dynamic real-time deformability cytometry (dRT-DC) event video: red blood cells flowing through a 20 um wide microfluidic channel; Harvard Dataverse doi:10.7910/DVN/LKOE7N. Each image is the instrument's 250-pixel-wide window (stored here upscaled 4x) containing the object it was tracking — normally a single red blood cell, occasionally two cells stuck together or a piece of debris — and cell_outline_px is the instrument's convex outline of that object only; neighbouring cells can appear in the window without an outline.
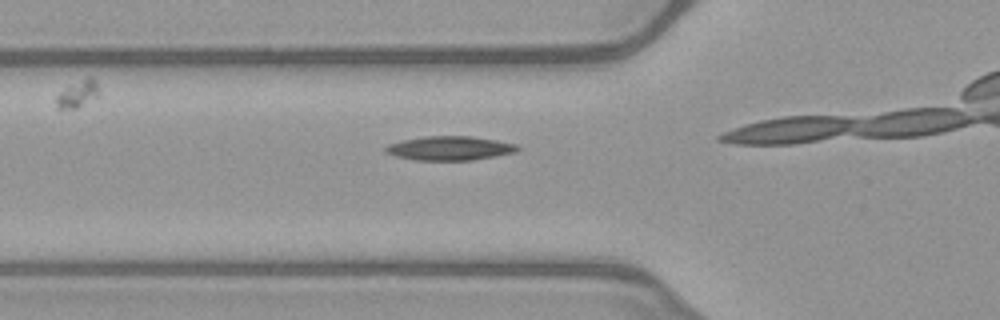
{"species": "common noctule bat (a hibernating species)", "species_latin": "Nyctalus noctula", "temperature_condition": "warm", "stored_images_in_passage": 5, "camera_frame_rate_fps": 3000, "um_per_image_px": 0.085, "animal": {"sex": "female", "body_mass_g": 21.9}, "frame": {"image": 1, "passage_image": 2, "time_ms": 0.333, "image_size_px": [1000, 320], "cell_outline_px": [[520, 148], [516, 152], [496, 156], [472, 160], [416, 160], [396, 156], [384, 152], [384, 148], [388, 144], [404, 140], [424, 136], [472, 136], [496, 140], [516, 144]], "centroid_in_image_um": [38.23, 12.6], "position_along_channel_um": 87.6, "area_um2": 18.5}}